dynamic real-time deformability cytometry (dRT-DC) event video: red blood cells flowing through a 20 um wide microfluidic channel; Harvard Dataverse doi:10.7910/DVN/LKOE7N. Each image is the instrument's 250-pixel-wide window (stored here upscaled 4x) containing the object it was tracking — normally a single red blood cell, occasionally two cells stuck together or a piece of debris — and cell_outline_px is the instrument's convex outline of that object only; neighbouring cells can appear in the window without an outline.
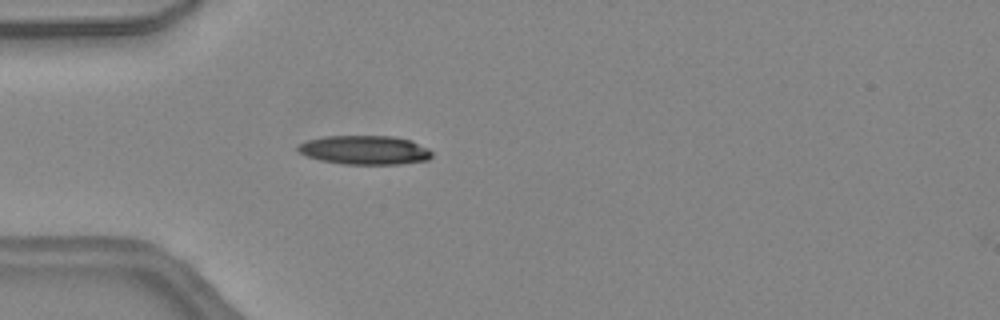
{"species": "common noctule bat (a hibernating species)", "species_latin": "Nyctalus noctula", "temperature_condition": "warm", "stored_images_in_passage": 32, "camera_frame_rate_fps": 3000, "um_per_image_px": 0.085, "animal": {"sex": "female", "body_mass_g": 24.6, "forearm_length_mm": 56.2}, "frame": {"image": 1, "passage_image": 5, "time_ms": 1.333, "image_size_px": [1000, 320], "cell_outline_px": [[432, 156], [428, 160], [400, 164], [344, 164], [320, 160], [308, 156], [300, 152], [296, 148], [296, 144], [308, 140], [324, 136], [396, 136], [412, 140], [428, 148], [432, 152]], "centroid_in_image_um": [31.02, 12.74], "position_along_channel_um": 54.0, "area_um2": 22.77}}
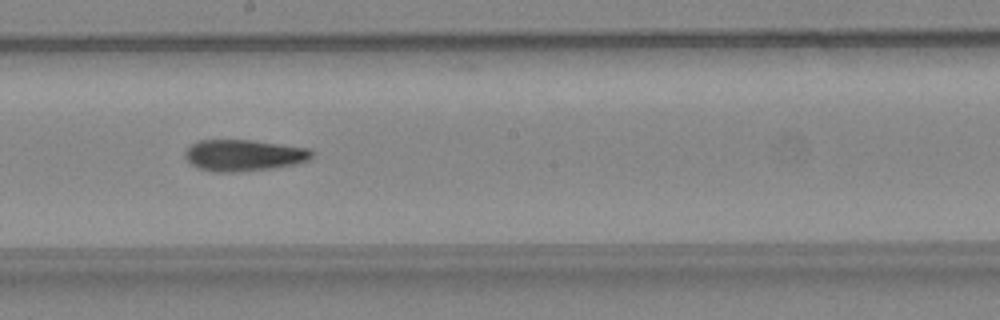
{"frame": {"image": 2, "passage_image": 17, "time_ms": 5.333, "image_size_px": [1000, 320], "cell_outline_px": [[312, 156], [308, 160], [296, 164], [272, 168], [236, 172], [212, 172], [200, 168], [192, 164], [184, 156], [184, 152], [196, 140], [252, 140], [308, 148], [312, 152]], "centroid_in_image_um": [20.7, 13.2], "position_along_channel_um": 227.5, "area_um2": 23.12}}
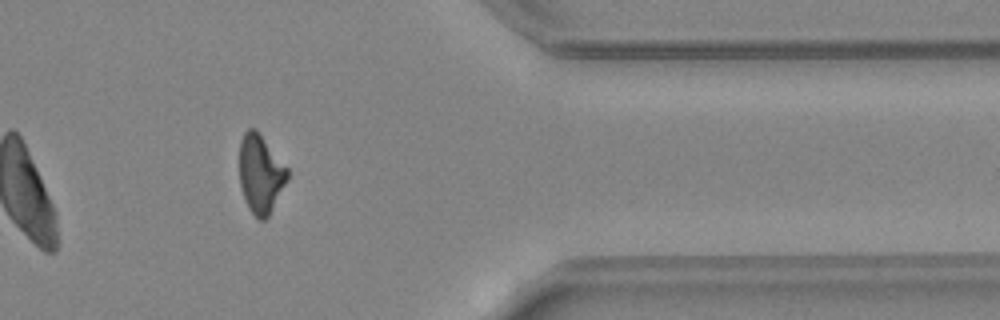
{"frame": {"image": 3, "passage_image": 29, "time_ms": 9.333, "image_size_px": [1000, 320], "cell_outline_px": [[288, 180], [268, 216], [264, 220], [260, 220], [248, 208], [244, 200], [240, 184], [240, 140], [244, 132], [248, 128], [256, 128], [288, 168]], "centroid_in_image_um": [22.15, 14.76], "position_along_channel_um": 389.3, "area_um2": 21.96}, "authors_computed_cell_mechanics": {"area_um2": 22.7732, "velocity_mm_per_s": 4.5378, "shape_relaxation_time_tau1_ms": 9.8385, "shape_relaxation_time_tau2_ms": 9.6351, "deformation_change_tau1": 0.2935, "deformation_change_tau2": 0.2312}}